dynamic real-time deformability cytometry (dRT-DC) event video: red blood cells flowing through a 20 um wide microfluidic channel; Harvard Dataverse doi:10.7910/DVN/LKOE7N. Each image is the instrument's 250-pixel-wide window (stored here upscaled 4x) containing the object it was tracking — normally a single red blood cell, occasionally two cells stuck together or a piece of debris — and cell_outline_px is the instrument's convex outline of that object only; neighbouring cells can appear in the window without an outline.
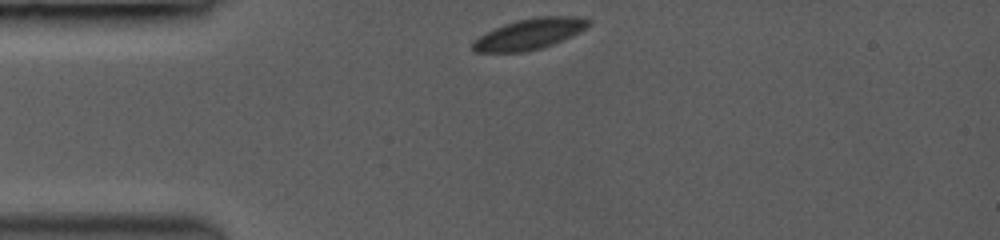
{"species": "common noctule bat (a hibernating species)", "species_latin": "Nyctalus noctula", "temperature_condition": "room temperature", "stored_images_in_passage": 39, "camera_frame_rate_fps": 3500, "um_per_image_px": 0.085, "animal": {"sex": "female", "body_mass_g": 19.0, "forearm_length_mm": 53.3}, "frame": {"image": 1, "passage_image": 1, "time_ms": 0.0, "image_size_px": [1000, 240], "cell_outline_px": [[592, 20], [584, 28], [552, 44], [540, 48], [520, 52], [476, 52], [472, 48], [472, 44], [480, 36], [504, 24], [516, 20], [532, 16], [580, 16]], "centroid_in_image_um": [44.99, 2.86], "position_along_channel_um": 40.0, "area_um2": 20.29}}
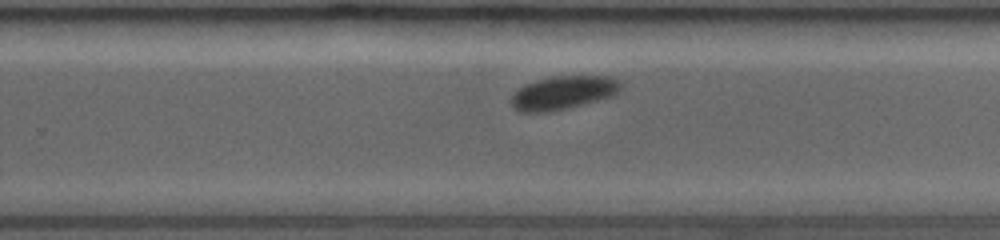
{"frame": {"image": 2, "passage_image": 25, "time_ms": 6.857, "image_size_px": [1000, 240], "cell_outline_px": [[620, 88], [612, 96], [564, 108], [540, 112], [524, 112], [516, 108], [512, 104], [512, 96], [520, 88], [528, 84], [540, 80], [556, 76], [608, 76], [616, 80], [620, 84]], "centroid_in_image_um": [47.88, 7.87], "position_along_channel_um": 281.9, "area_um2": 20.29}}
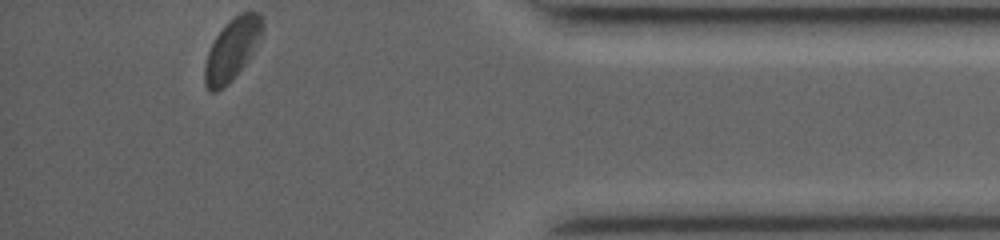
{"frame": {"image": 3, "passage_image": 39, "time_ms": 10.857, "image_size_px": [1000, 240], "cell_outline_px": [[260, 36], [248, 60], [232, 80], [224, 88], [216, 92], [208, 92], [204, 84], [204, 64], [208, 52], [216, 36], [236, 16], [244, 12], [256, 12], [260, 16]], "centroid_in_image_um": [19.65, 4.31], "position_along_channel_um": 415.6, "area_um2": 19.94}, "authors_computed_cell_mechanics": {"area_um2": 21.0392, "velocity_mm_per_s": 3.9417, "shape_relaxation_time_tau1_ms": 1.2564, "shape_relaxation_time_tau2_ms": null, "deformation_change_tau1": 0.0512, "deformation_change_tau2": null}}